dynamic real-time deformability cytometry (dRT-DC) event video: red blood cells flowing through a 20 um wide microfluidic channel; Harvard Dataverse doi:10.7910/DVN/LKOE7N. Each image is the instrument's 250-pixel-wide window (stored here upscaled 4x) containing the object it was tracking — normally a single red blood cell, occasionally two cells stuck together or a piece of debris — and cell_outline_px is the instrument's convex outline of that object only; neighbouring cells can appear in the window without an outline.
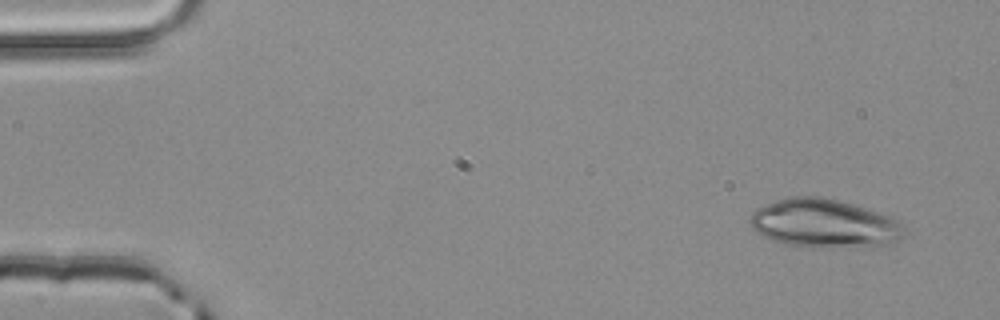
{"species": "common noctule bat (a hibernating species)", "species_latin": "Nyctalus noctula", "temperature_condition": "room temperature", "stored_images_in_passage": 3, "camera_frame_rate_fps": 3000, "um_per_image_px": 0.085, "animal": {"sex": "male", "body_mass_g": 20.4}, "frame": {"image": 1, "passage_image": 1, "time_ms": 0.0, "image_size_px": [1000, 320], "cell_outline_px": [[908, 232], [900, 240], [872, 248], [820, 248], [784, 244], [772, 240], [764, 236], [748, 220], [752, 212], [756, 208], [764, 204], [776, 200], [792, 196], [820, 196], [840, 200], [880, 212], [892, 216], [900, 220]], "centroid_in_image_um": [70.16, 19.01], "position_along_channel_um": 14.8, "area_um2": 44.62}}